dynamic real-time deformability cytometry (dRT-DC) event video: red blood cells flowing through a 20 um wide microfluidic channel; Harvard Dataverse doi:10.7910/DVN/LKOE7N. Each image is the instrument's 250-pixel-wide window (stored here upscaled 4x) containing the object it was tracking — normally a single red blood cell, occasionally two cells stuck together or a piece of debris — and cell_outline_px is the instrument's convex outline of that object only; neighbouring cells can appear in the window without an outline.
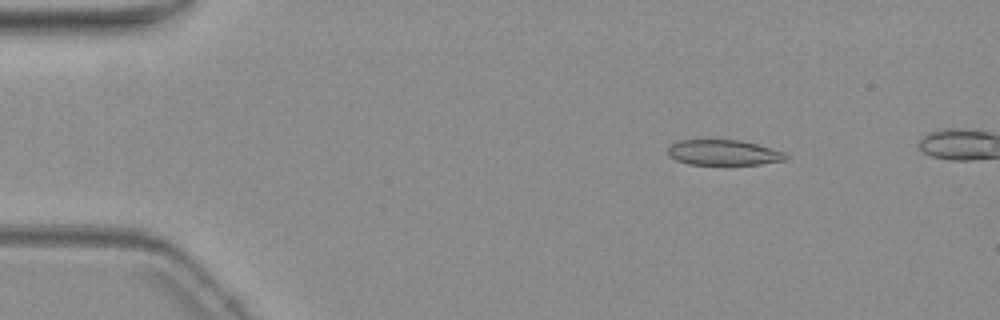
{"species": "common noctule bat (a hibernating species)", "species_latin": "Nyctalus noctula", "temperature_condition": "warm", "stored_images_in_passage": 4, "camera_frame_rate_fps": 3000, "um_per_image_px": 0.085, "animal": {"sex": "female", "body_mass_g": 19.3, "forearm_length_mm": 54.1}, "frame": {"image": 1, "passage_image": 2, "time_ms": 2.333, "image_size_px": [1000, 320], "cell_outline_px": [[788, 160], [760, 164], [688, 164], [676, 160], [668, 156], [668, 148], [672, 144], [680, 140], [740, 140], [756, 144], [784, 152], [788, 156]], "centroid_in_image_um": [61.5, 12.97], "position_along_channel_um": 23.5, "area_um2": 17.34}}